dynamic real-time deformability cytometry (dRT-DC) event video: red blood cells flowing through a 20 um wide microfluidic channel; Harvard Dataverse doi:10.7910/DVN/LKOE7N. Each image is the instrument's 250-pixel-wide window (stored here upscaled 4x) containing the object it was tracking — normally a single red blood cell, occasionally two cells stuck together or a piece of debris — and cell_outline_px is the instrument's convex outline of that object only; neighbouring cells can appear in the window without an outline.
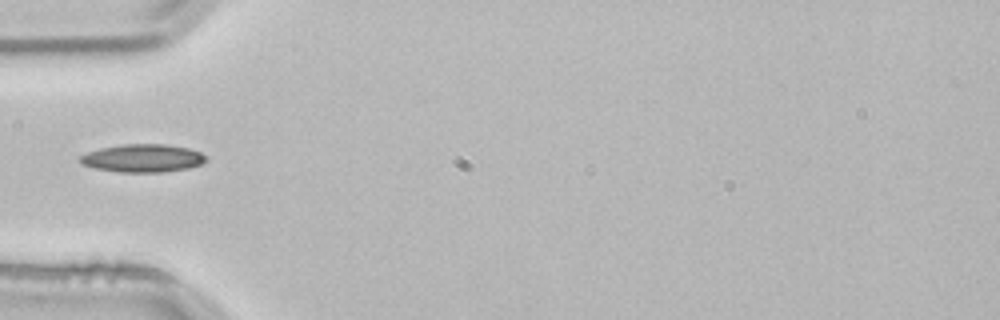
{"species": "common noctule bat (a hibernating species)", "species_latin": "Nyctalus noctula", "temperature_condition": "room temperature", "stored_images_in_passage": 1, "camera_frame_rate_fps": 3000, "um_per_image_px": 0.085, "animal": {"sex": "male", "body_mass_g": 21.5, "forearm_length_mm": 52.0}, "frame": {"image": 1, "passage_image": 1, "time_ms": 0.0, "image_size_px": [1000, 320], "cell_outline_px": [[208, 160], [200, 164], [188, 168], [164, 172], [120, 172], [96, 168], [80, 164], [76, 160], [80, 156], [88, 152], [100, 148], [124, 144], [164, 144], [188, 148], [200, 152], [208, 156]], "centroid_in_image_um": [12.13, 13.44], "position_along_channel_um": 72.9, "area_um2": 20.63}}